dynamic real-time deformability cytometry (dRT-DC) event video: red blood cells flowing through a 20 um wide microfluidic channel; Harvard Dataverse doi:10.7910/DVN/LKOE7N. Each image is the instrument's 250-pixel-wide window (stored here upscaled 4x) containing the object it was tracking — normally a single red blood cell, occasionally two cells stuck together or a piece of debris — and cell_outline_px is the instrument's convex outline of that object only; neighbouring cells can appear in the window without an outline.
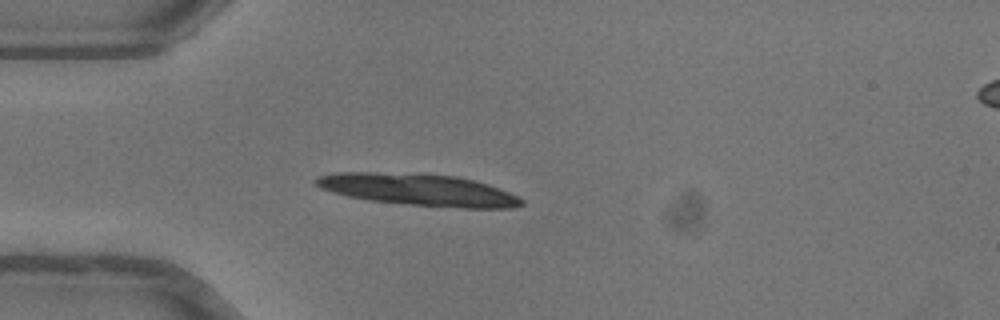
{"species": "common noctule bat (a hibernating species)", "species_latin": "Nyctalus noctula", "temperature_condition": "warm", "stored_images_in_passage": 38, "camera_frame_rate_fps": 3000, "um_per_image_px": 0.085, "animal": {"sex": "female"}, "frame": {"image": 1, "passage_image": 1, "time_ms": 0.0, "image_size_px": [1000, 320], "cell_outline_px": [[524, 204], [516, 208], [464, 208], [412, 204], [368, 200], [348, 196], [320, 188], [312, 180], [320, 176], [340, 172], [368, 172], [456, 176], [488, 184], [508, 192], [524, 200]], "centroid_in_image_um": [35.6, 16.14], "position_along_channel_um": 49.4, "area_um2": 37.45}}